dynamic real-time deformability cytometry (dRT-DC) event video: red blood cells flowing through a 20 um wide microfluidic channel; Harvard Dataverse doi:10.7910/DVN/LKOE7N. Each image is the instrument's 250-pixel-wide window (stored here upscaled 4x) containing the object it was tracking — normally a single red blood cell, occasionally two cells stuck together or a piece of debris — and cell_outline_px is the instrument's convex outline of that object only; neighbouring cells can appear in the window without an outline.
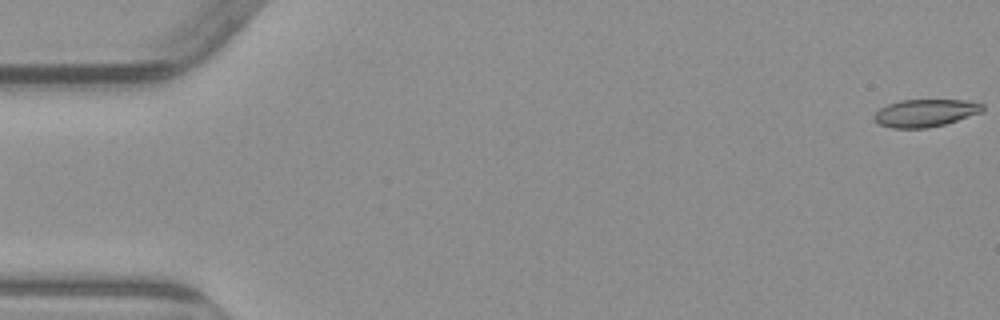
{"species": "common noctule bat (a hibernating species)", "species_latin": "Nyctalus noctula", "temperature_condition": "warm", "stored_images_in_passage": 5, "camera_frame_rate_fps": 3000, "um_per_image_px": 0.085, "animal": {"sex": "male", "body_mass_g": 23.1, "forearm_length_mm": 52.7}, "frame": {"image": 1, "passage_image": 1, "time_ms": 0.0, "image_size_px": [1000, 320], "cell_outline_px": [[984, 108], [980, 112], [944, 124], [928, 128], [892, 128], [880, 124], [872, 116], [880, 108], [888, 104], [900, 100], [964, 100], [984, 104]], "centroid_in_image_um": [78.62, 9.6], "position_along_channel_um": 6.4, "area_um2": 17.17}}
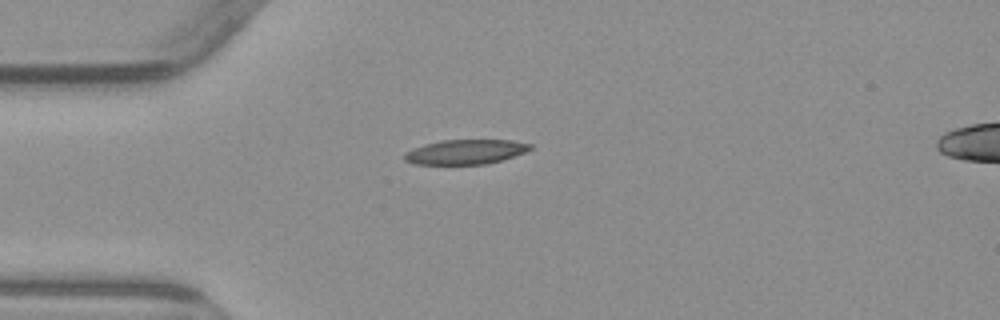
{"frame": {"image": 2, "passage_image": 5, "time_ms": 4.667, "image_size_px": [1000, 320], "cell_outline_px": [[532, 148], [524, 152], [500, 160], [484, 164], [416, 164], [404, 160], [404, 152], [412, 148], [424, 144], [440, 140], [512, 140], [532, 144]], "centroid_in_image_um": [39.52, 12.9], "position_along_channel_um": 45.5, "area_um2": 17.98}}